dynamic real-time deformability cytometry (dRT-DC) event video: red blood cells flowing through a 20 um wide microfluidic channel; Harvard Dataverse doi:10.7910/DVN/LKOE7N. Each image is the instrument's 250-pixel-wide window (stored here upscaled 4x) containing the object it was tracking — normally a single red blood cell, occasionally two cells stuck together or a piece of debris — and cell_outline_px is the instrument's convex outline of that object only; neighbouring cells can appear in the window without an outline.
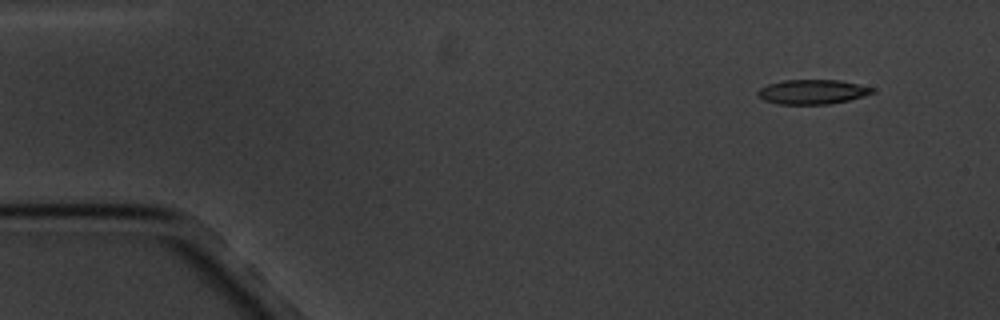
{"species": "common noctule bat (a hibernating species)", "species_latin": "Nyctalus noctula", "temperature_condition": "cold", "stored_images_in_passage": 5, "camera_frame_rate_fps": 3000, "um_per_image_px": 0.085, "animal": {"sex": "male", "body_mass_g": 20.1, "forearm_length_mm": 53.5}, "frame": {"image": 1, "passage_image": 1, "time_ms": 0.0, "image_size_px": [1000, 320], "cell_outline_px": [[876, 92], [848, 100], [828, 104], [776, 104], [764, 100], [756, 96], [756, 92], [760, 88], [768, 84], [784, 80], [840, 80], [876, 88]], "centroid_in_image_um": [69.04, 7.8], "position_along_channel_um": 16.0, "area_um2": 16.47}}
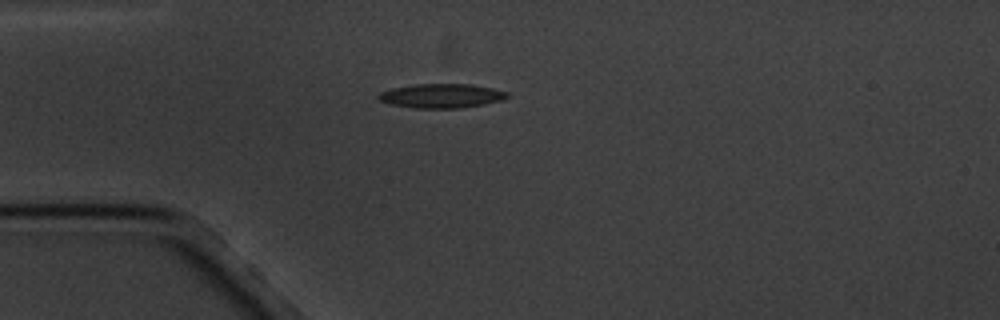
{"frame": {"image": 2, "passage_image": 3, "time_ms": 3.333, "image_size_px": [1000, 320], "cell_outline_px": [[508, 96], [500, 100], [484, 104], [464, 108], [412, 108], [392, 104], [380, 100], [376, 96], [380, 92], [392, 88], [416, 84], [472, 84], [492, 88], [508, 92]], "centroid_in_image_um": [37.51, 8.14], "position_along_channel_um": 47.5, "area_um2": 18.09}}
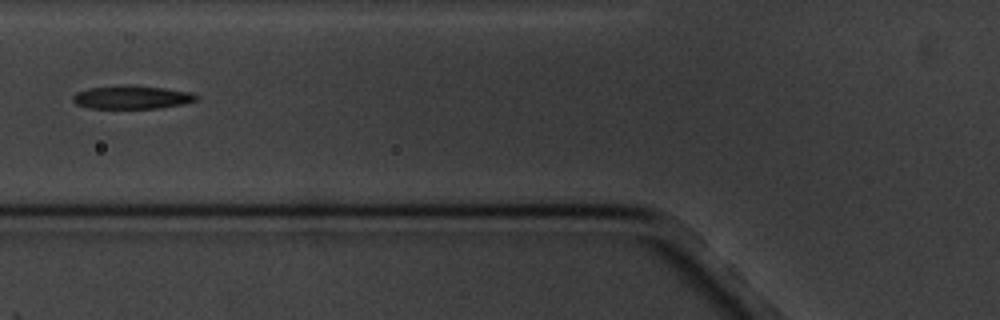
{"frame": {"image": 3, "passage_image": 5, "time_ms": 5.667, "image_size_px": [1000, 320], "cell_outline_px": [[200, 96], [196, 100], [184, 104], [160, 108], [88, 108], [76, 104], [72, 100], [72, 96], [76, 92], [92, 88], [120, 84], [128, 84], [164, 88], [192, 92]], "centroid_in_image_um": [11.22, 8.26], "position_along_channel_um": 114.6, "area_um2": 16.99}}